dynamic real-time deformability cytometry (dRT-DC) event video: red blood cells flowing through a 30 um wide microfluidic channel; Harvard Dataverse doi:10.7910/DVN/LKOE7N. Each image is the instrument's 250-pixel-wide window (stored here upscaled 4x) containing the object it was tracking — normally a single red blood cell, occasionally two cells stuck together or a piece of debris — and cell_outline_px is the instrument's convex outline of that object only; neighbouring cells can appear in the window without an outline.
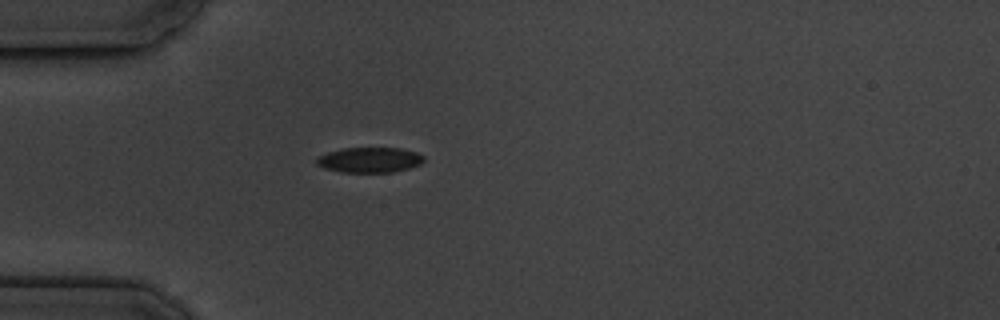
{"species": "common noctule bat (a hibernating species)", "species_latin": "Nyctalus noctula", "temperature_condition": "cold", "stored_images_in_passage": 2, "camera_frame_rate_fps": 3000, "um_per_image_px": 0.085, "animal": {"sex": "male", "body_mass_g": 19.5, "forearm_length_mm": 54.6}, "frame": {"image": 1, "passage_image": 1, "time_ms": 0.0, "image_size_px": [1000, 320], "cell_outline_px": [[424, 160], [420, 164], [408, 168], [392, 172], [340, 172], [324, 168], [316, 164], [316, 160], [320, 156], [328, 152], [344, 148], [400, 148], [416, 152], [424, 156]], "centroid_in_image_um": [31.42, 13.59], "position_along_channel_um": 53.6, "area_um2": 15.66}}